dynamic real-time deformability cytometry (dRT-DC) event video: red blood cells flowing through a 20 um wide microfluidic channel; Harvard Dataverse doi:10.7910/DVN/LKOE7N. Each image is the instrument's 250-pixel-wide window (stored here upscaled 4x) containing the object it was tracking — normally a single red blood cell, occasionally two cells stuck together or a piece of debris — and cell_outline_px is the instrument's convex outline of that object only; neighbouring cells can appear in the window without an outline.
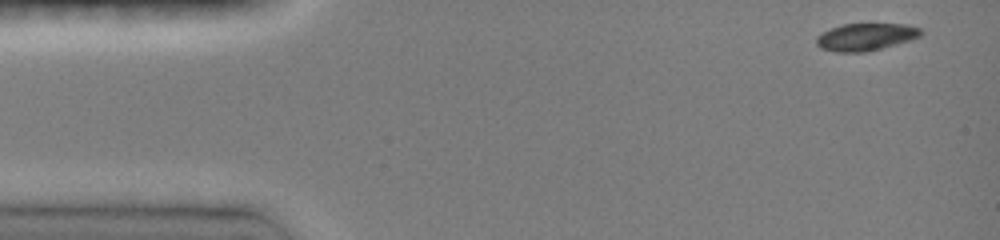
{"species": "common noctule bat (a hibernating species)", "species_latin": "Nyctalus noctula", "temperature_condition": "room temperature", "stored_images_in_passage": 13, "camera_frame_rate_fps": 3000, "um_per_image_px": 0.085, "animal": {"sex": "female", "body_mass_g": 19.0, "forearm_length_mm": 51.5}, "frame": {"image": 1, "passage_image": 1, "time_ms": 0.0, "image_size_px": [1000, 240], "cell_outline_px": [[924, 32], [920, 36], [896, 44], [868, 52], [836, 52], [820, 48], [816, 44], [816, 36], [832, 28], [844, 24], [908, 24], [920, 28]], "centroid_in_image_um": [73.59, 3.14], "position_along_channel_um": 11.4, "area_um2": 16.59}}
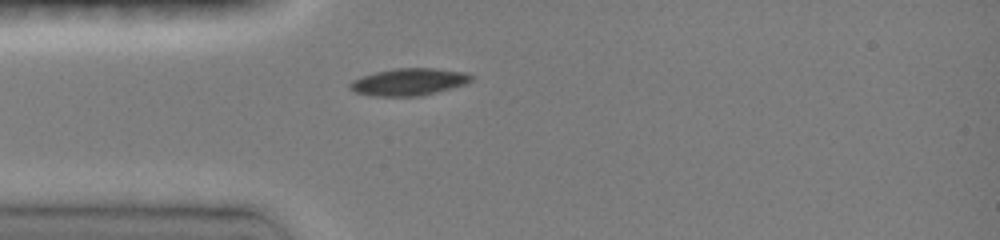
{"frame": {"image": 2, "passage_image": 7, "time_ms": 3.333, "image_size_px": [1000, 240], "cell_outline_px": [[472, 80], [464, 84], [452, 88], [420, 96], [376, 96], [356, 92], [348, 88], [348, 84], [352, 80], [360, 76], [376, 72], [396, 68], [436, 68], [468, 72], [472, 76]], "centroid_in_image_um": [34.75, 6.95], "position_along_channel_um": 50.3, "area_um2": 19.25}}
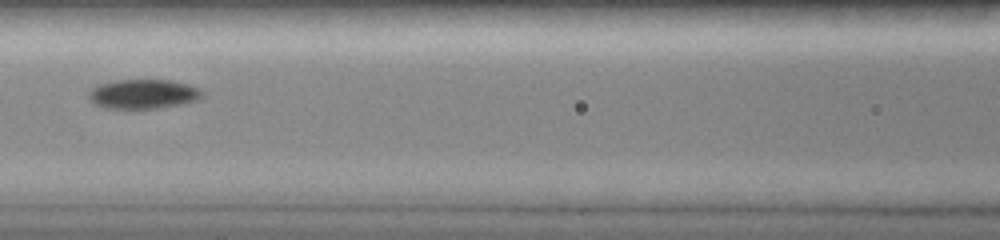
{"frame": {"image": 3, "passage_image": 12, "time_ms": 6.0, "image_size_px": [1000, 240], "cell_outline_px": [[204, 92], [200, 100], [184, 104], [160, 108], [104, 108], [96, 104], [88, 96], [88, 92], [92, 88], [100, 84], [116, 80], [172, 80], [188, 84], [200, 88]], "centroid_in_image_um": [12.24, 7.99], "position_along_channel_um": 154.4, "area_um2": 19.59}}